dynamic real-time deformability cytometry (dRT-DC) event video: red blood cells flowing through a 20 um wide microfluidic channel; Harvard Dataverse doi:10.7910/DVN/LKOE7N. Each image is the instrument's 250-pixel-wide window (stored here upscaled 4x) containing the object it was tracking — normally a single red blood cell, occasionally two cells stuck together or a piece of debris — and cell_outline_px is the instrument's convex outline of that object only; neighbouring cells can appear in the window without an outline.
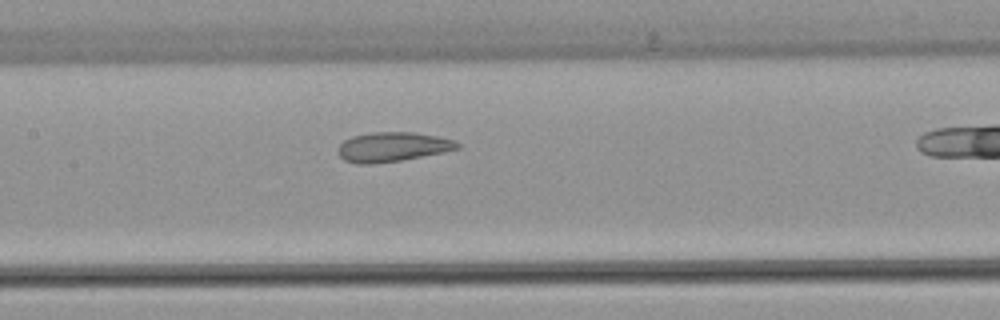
{"species": "common noctule bat (a hibernating species)", "species_latin": "Nyctalus noctula", "temperature_condition": "warm", "stored_images_in_passage": 30, "camera_frame_rate_fps": 3000, "um_per_image_px": 0.085, "animal": {"sex": "female", "body_mass_g": 22.7, "forearm_length_mm": 54.2}, "frame": {"image": 1, "passage_image": 13, "time_ms": 4.0, "image_size_px": [1000, 320], "cell_outline_px": [[460, 148], [444, 152], [400, 160], [372, 164], [356, 164], [344, 160], [340, 156], [340, 144], [344, 140], [352, 136], [372, 132], [416, 132], [436, 136], [452, 140], [460, 144]], "centroid_in_image_um": [33.36, 12.48], "position_along_channel_um": 174.0, "area_um2": 20.35}}